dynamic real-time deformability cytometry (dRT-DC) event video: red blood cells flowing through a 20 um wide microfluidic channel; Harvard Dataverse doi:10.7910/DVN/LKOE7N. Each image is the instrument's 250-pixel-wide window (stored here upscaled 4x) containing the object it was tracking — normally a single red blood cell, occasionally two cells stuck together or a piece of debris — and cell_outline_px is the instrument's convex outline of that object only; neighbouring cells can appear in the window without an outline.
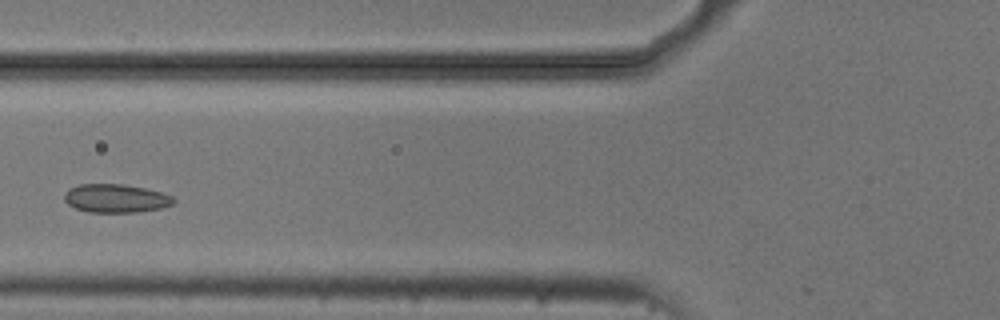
{"species": "common noctule bat (a hibernating species)", "species_latin": "Nyctalus noctula", "temperature_condition": "cold", "stored_images_in_passage": 5, "camera_frame_rate_fps": 3000, "um_per_image_px": 0.085, "animal": {"sex": "male", "body_mass_g": 20.5, "forearm_length_mm": 52.5}, "frame": {"image": 1, "passage_image": 5, "time_ms": 1.333, "image_size_px": [1000, 320], "cell_outline_px": [[176, 200], [172, 204], [160, 208], [136, 212], [88, 212], [76, 208], [68, 204], [64, 200], [64, 192], [68, 188], [80, 184], [124, 184], [144, 188], [160, 192], [172, 196]], "centroid_in_image_um": [9.81, 16.85], "position_along_channel_um": 116.0, "area_um2": 18.09}}